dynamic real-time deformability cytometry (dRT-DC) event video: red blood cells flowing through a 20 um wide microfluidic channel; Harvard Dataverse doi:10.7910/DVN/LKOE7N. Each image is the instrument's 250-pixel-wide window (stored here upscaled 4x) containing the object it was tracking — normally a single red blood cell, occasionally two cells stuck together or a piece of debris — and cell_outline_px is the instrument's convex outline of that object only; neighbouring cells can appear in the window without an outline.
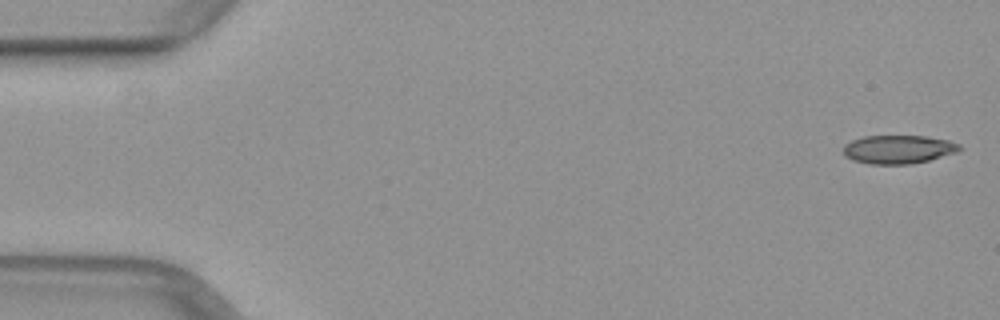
{"species": "common noctule bat (a hibernating species)", "species_latin": "Nyctalus noctula", "temperature_condition": "warm", "stored_images_in_passage": 50, "camera_frame_rate_fps": 3000, "um_per_image_px": 0.085, "animal": {"sex": "female", "body_mass_g": 29.2, "forearm_length_mm": 56.3}, "frame": {"image": 1, "passage_image": 1, "time_ms": 0.0, "image_size_px": [1000, 320], "cell_outline_px": [[960, 148], [956, 152], [928, 160], [908, 164], [868, 164], [852, 160], [844, 156], [844, 144], [852, 140], [864, 136], [924, 136], [948, 140], [960, 144]], "centroid_in_image_um": [76.31, 12.69], "position_along_channel_um": 8.7, "area_um2": 19.19}}
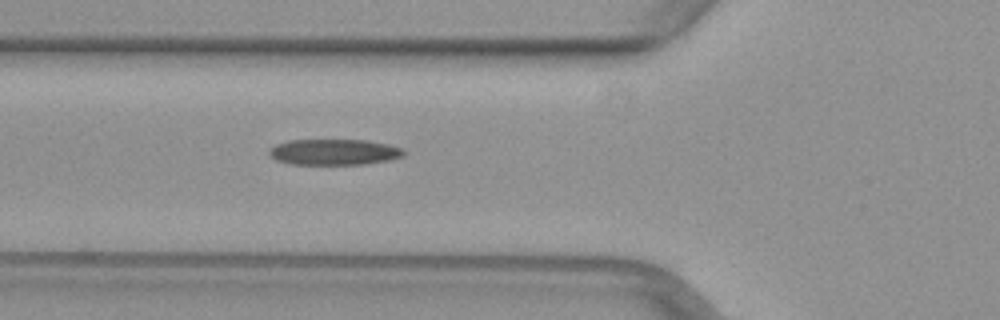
{"frame": {"image": 2, "passage_image": 18, "time_ms": 5.667, "image_size_px": [1000, 320], "cell_outline_px": [[404, 156], [388, 160], [364, 164], [292, 164], [276, 160], [268, 152], [276, 144], [288, 140], [368, 140], [388, 144], [400, 148], [404, 152]], "centroid_in_image_um": [28.4, 12.92], "position_along_channel_um": 97.4, "area_um2": 20.11}}
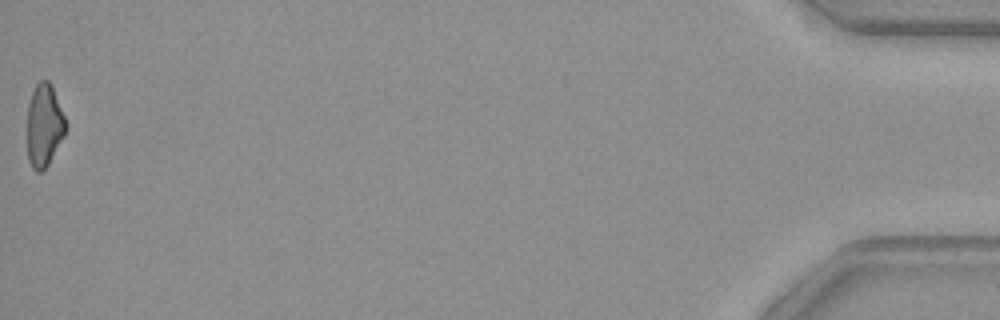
{"frame": {"image": 3, "passage_image": 50, "time_ms": 16.333, "image_size_px": [1000, 320], "cell_outline_px": [[68, 128], [64, 136], [48, 164], [40, 172], [36, 172], [32, 168], [28, 160], [28, 104], [32, 92], [36, 84], [40, 80], [48, 80], [52, 84], [68, 124]], "centroid_in_image_um": [3.78, 10.63], "position_along_channel_um": 431.4, "area_um2": 18.73}}